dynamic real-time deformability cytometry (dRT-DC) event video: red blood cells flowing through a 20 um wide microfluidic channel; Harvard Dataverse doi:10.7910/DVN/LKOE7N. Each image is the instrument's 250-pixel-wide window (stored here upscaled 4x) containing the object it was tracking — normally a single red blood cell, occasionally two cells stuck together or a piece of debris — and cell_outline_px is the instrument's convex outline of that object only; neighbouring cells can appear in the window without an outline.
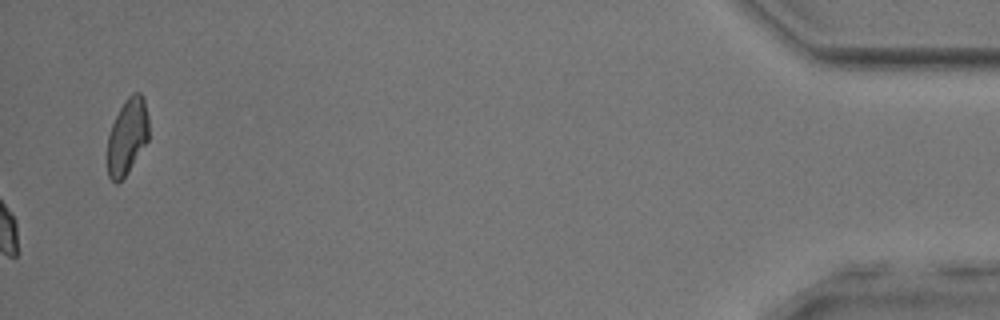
{"species": "common noctule bat (a hibernating species)", "species_latin": "Nyctalus noctula", "temperature_condition": "room temperature", "stored_images_in_passage": 55, "camera_frame_rate_fps": 3000, "um_per_image_px": 0.085, "animal": {"sex": "male", "body_mass_g": 17.9, "forearm_length_mm": 54.2}, "frame": {"image": 1, "passage_image": 55, "time_ms": 18.0, "image_size_px": [1000, 320], "cell_outline_px": [[148, 140], [128, 172], [116, 184], [108, 176], [108, 136], [112, 124], [124, 100], [132, 92], [140, 92], [144, 96], [148, 116]], "centroid_in_image_um": [10.83, 11.56], "position_along_channel_um": 424.4, "area_um2": 18.26}, "authors_computed_cell_mechanics": {"area_um2": 21.1548, "velocity_mm_per_s": 3.8438, "shape_relaxation_time_tau1_ms": 4.5627, "shape_relaxation_time_tau2_ms": 1.2806, "deformation_change_tau1": 0.0793, "deformation_change_tau2": 0.0512}}